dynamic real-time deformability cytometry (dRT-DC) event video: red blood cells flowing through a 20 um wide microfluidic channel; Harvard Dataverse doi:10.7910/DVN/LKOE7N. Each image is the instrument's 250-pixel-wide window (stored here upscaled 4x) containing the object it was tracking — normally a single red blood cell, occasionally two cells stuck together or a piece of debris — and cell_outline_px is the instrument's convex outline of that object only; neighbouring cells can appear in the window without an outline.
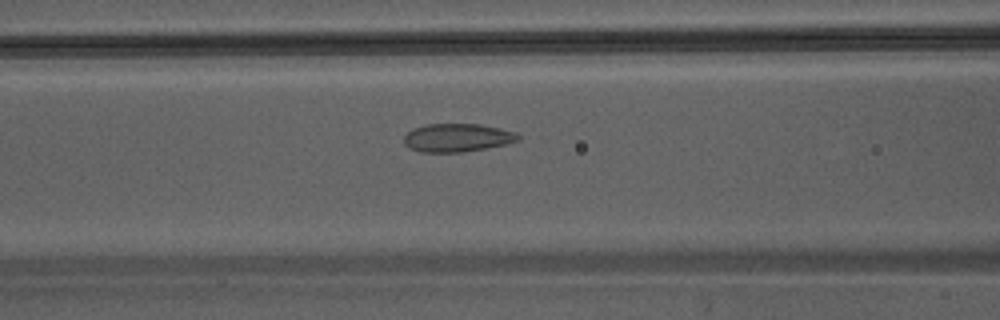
{"species": "Egyptian fruit bat (a non-hibernating species)", "species_latin": "Rousettus aegyptiacus", "temperature_condition": "warm", "stored_images_in_passage": 28, "camera_frame_rate_fps": 3000, "um_per_image_px": 0.085, "animal": {"sex": "male"}, "frame": {"image": 1, "passage_image": 6, "time_ms": 1.667, "image_size_px": [1000, 320], "cell_outline_px": [[520, 140], [504, 144], [464, 152], [420, 152], [408, 148], [404, 144], [404, 136], [412, 128], [424, 124], [480, 124], [500, 128], [516, 132], [520, 136]], "centroid_in_image_um": [38.83, 11.7], "position_along_channel_um": 127.8, "area_um2": 18.9}}
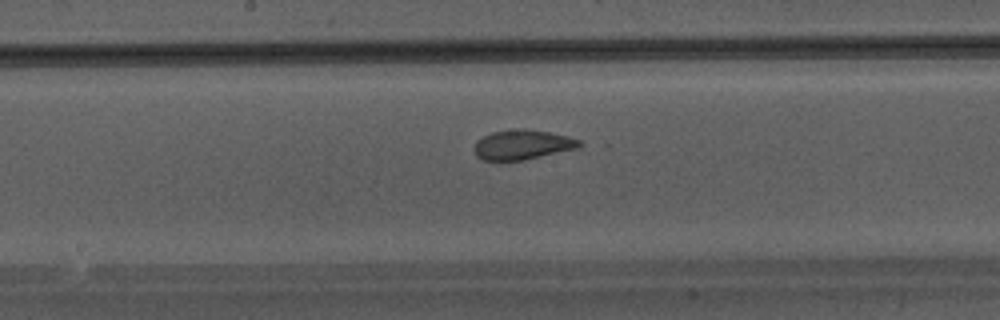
{"frame": {"image": 2, "passage_image": 11, "time_ms": 3.333, "image_size_px": [1000, 320], "cell_outline_px": [[580, 144], [576, 148], [524, 160], [484, 160], [476, 156], [476, 140], [492, 132], [548, 132], [568, 136], [580, 140]], "centroid_in_image_um": [44.4, 12.35], "position_along_channel_um": 203.8, "area_um2": 16.99}}
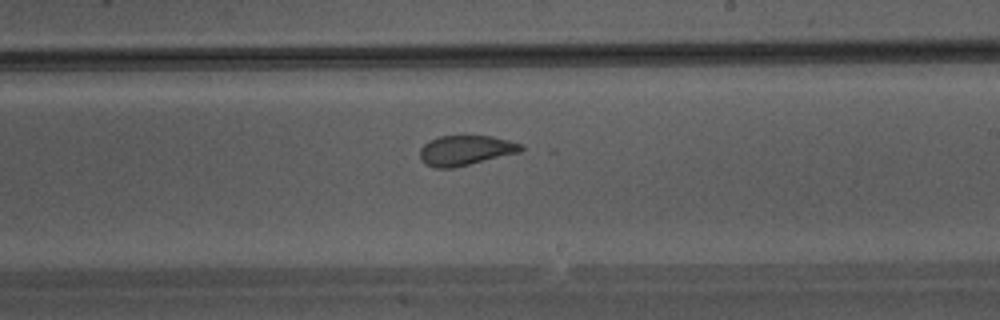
{"frame": {"image": 3, "passage_image": 14, "time_ms": 4.333, "image_size_px": [1000, 320], "cell_outline_px": [[524, 148], [520, 152], [452, 168], [436, 168], [424, 164], [420, 160], [420, 148], [424, 144], [440, 136], [492, 136], [508, 140], [520, 144]], "centroid_in_image_um": [39.54, 12.78], "position_along_channel_um": 249.5, "area_um2": 17.46}}